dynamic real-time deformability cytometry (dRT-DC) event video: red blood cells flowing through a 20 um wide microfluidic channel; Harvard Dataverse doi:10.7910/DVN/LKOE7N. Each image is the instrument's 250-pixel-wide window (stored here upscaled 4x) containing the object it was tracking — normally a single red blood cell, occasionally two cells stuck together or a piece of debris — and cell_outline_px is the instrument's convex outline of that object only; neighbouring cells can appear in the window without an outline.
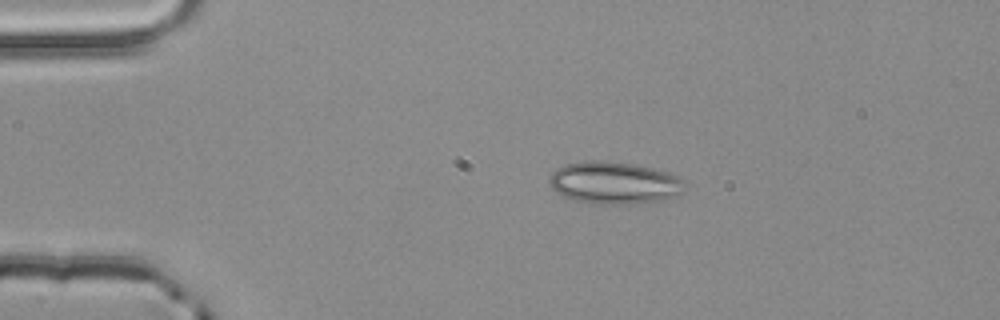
{"species": "common noctule bat (a hibernating species)", "species_latin": "Nyctalus noctula", "temperature_condition": "room temperature", "stored_images_in_passage": 4, "camera_frame_rate_fps": 3000, "um_per_image_px": 0.085, "animal": {"sex": "male", "body_mass_g": 20.4}, "frame": {"image": 1, "passage_image": 3, "time_ms": 0.667, "image_size_px": [1000, 320], "cell_outline_px": [[684, 192], [676, 196], [660, 200], [632, 204], [596, 204], [576, 200], [564, 196], [556, 192], [548, 184], [548, 180], [552, 172], [556, 168], [564, 164], [584, 160], [600, 160], [632, 164], [652, 168], [668, 172], [684, 180]], "centroid_in_image_um": [52.18, 15.53], "position_along_channel_um": 32.8, "area_um2": 33.52}}